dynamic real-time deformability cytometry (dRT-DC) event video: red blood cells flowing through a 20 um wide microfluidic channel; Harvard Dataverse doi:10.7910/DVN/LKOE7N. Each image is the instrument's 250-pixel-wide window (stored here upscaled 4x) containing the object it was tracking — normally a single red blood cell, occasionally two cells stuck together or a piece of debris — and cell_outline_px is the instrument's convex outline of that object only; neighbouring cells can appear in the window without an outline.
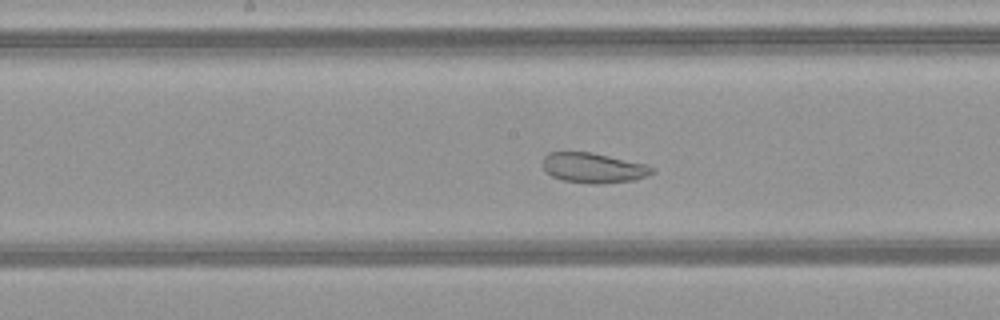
{"species": "common noctule bat (a hibernating species)", "species_latin": "Nyctalus noctula", "temperature_condition": "warm", "stored_images_in_passage": 51, "camera_frame_rate_fps": 3000, "um_per_image_px": 0.085, "animal": {"sex": "female", "body_mass_g": 21.9}, "frame": {"image": 1, "passage_image": 27, "time_ms": 8.667, "image_size_px": [1000, 320], "cell_outline_px": [[656, 172], [636, 180], [596, 184], [592, 184], [564, 180], [552, 176], [544, 168], [544, 156], [548, 152], [592, 152], [648, 164]], "centroid_in_image_um": [50.49, 14.26], "position_along_channel_um": 197.7, "area_um2": 19.13}}
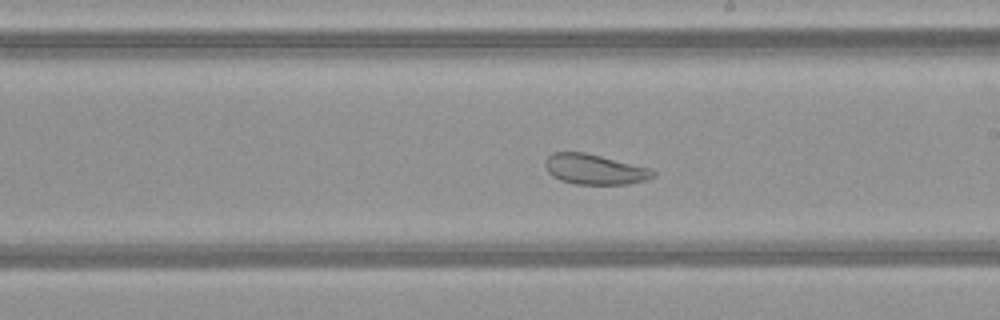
{"frame": {"image": 2, "passage_image": 30, "time_ms": 9.667, "image_size_px": [1000, 320], "cell_outline_px": [[656, 176], [648, 180], [628, 184], [576, 184], [560, 180], [552, 176], [548, 172], [544, 164], [548, 156], [552, 152], [584, 152], [652, 168], [656, 172]], "centroid_in_image_um": [50.58, 14.39], "position_along_channel_um": 238.4, "area_um2": 19.19}}
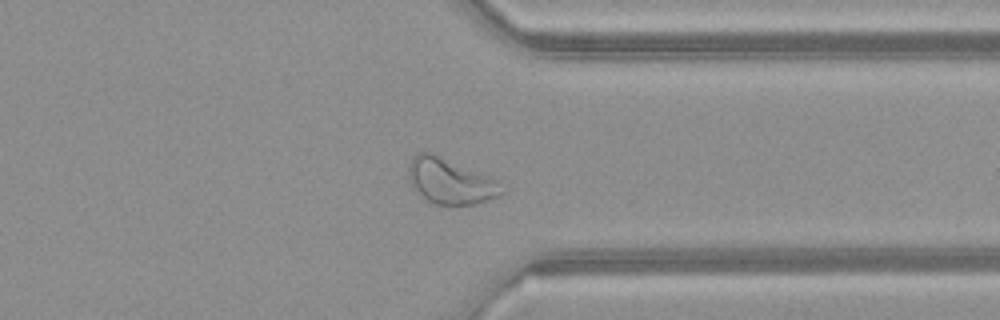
{"frame": {"image": 3, "passage_image": 40, "time_ms": 13.0, "image_size_px": [1000, 320], "cell_outline_px": [[508, 192], [500, 196], [476, 204], [436, 204], [424, 200], [416, 192], [408, 176], [408, 164], [416, 152], [432, 152], [484, 172], [508, 188]], "centroid_in_image_um": [38.33, 15.38], "position_along_channel_um": 373.1, "area_um2": 25.55}, "authors_computed_cell_mechanics": {"area_um2": 29.7092, "velocity_mm_per_s": 4.0883, "shape_relaxation_time_tau1_ms": null, "shape_relaxation_time_tau2_ms": 2.1189, "deformation_change_tau1": null, "deformation_change_tau2": 0.0949}}